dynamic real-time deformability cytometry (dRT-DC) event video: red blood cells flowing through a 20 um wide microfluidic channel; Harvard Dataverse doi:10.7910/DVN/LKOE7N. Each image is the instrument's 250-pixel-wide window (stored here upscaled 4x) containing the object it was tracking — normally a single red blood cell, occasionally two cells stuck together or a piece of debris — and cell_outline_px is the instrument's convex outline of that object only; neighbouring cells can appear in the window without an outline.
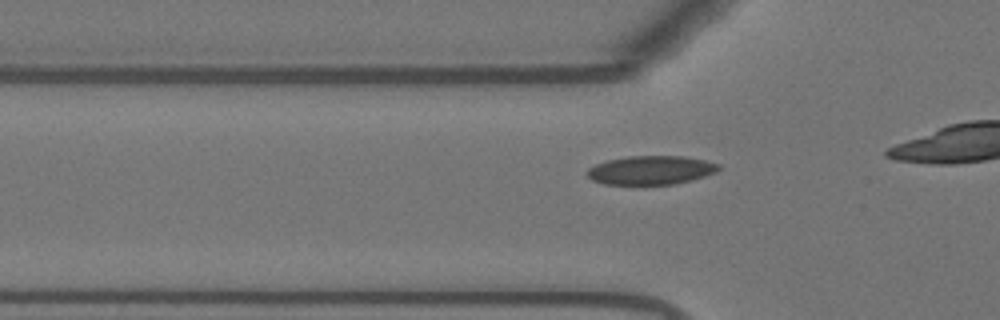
{"species": "Egyptian fruit bat (a non-hibernating species)", "species_latin": "Rousettus aegyptiacus", "temperature_condition": "warm", "stored_images_in_passage": 19, "camera_frame_rate_fps": 3000, "um_per_image_px": 0.085, "animal": {"sex": "female"}, "frame": {"image": 1, "passage_image": 13, "time_ms": 4.0, "image_size_px": [1000, 320], "cell_outline_px": [[720, 168], [716, 172], [692, 180], [676, 184], [604, 184], [592, 180], [584, 172], [588, 168], [596, 164], [608, 160], [628, 156], [684, 156], [704, 160], [720, 164]], "centroid_in_image_um": [55.32, 14.46], "position_along_channel_um": 70.5, "area_um2": 22.08}}
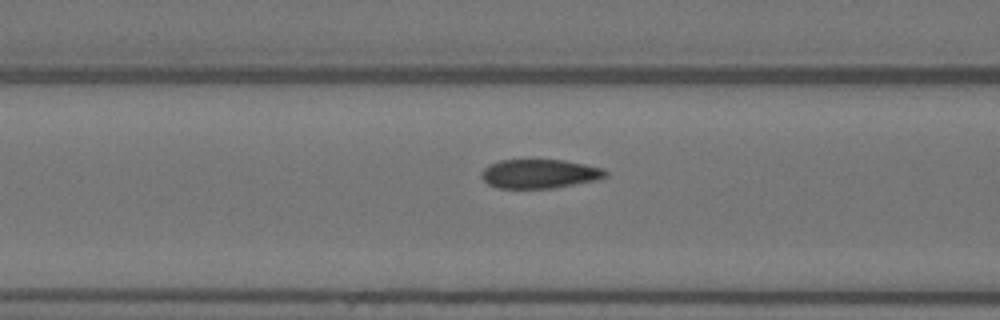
{"frame": {"image": 2, "passage_image": 17, "time_ms": 5.333, "image_size_px": [1000, 320], "cell_outline_px": [[608, 176], [596, 180], [552, 188], [496, 188], [488, 184], [480, 176], [484, 168], [500, 160], [564, 160], [604, 168], [608, 172]], "centroid_in_image_um": [45.88, 14.77], "position_along_channel_um": 120.7, "area_um2": 20.92}}